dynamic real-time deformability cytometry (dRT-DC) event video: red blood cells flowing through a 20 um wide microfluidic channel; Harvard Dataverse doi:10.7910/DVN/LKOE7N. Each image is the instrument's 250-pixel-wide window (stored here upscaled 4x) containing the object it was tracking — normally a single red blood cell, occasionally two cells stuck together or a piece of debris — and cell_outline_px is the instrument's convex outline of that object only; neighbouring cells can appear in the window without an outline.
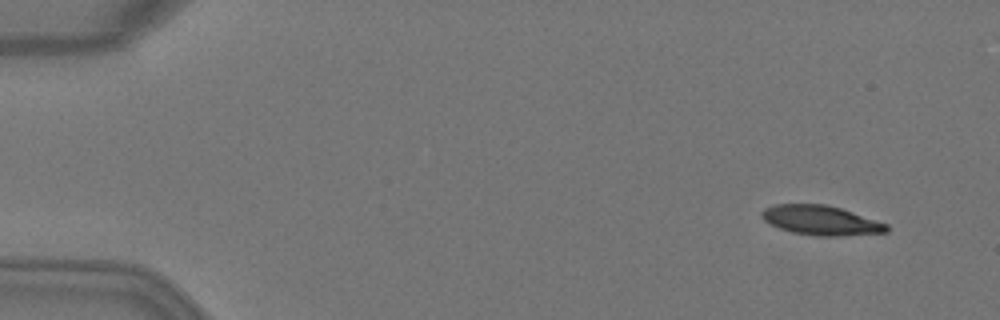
{"species": "Egyptian fruit bat (a non-hibernating species)", "species_latin": "Rousettus aegyptiacus", "temperature_condition": "warm", "stored_images_in_passage": 4, "camera_frame_rate_fps": 3000, "um_per_image_px": 0.085, "animal": {"sex": "female"}, "frame": {"image": 1, "passage_image": 1, "time_ms": 0.0, "image_size_px": [1000, 320], "cell_outline_px": [[888, 232], [840, 236], [816, 236], [792, 232], [768, 224], [760, 216], [760, 212], [764, 208], [776, 204], [824, 204], [840, 208], [888, 224]], "centroid_in_image_um": [69.74, 18.73], "position_along_channel_um": 15.3, "area_um2": 21.5}}